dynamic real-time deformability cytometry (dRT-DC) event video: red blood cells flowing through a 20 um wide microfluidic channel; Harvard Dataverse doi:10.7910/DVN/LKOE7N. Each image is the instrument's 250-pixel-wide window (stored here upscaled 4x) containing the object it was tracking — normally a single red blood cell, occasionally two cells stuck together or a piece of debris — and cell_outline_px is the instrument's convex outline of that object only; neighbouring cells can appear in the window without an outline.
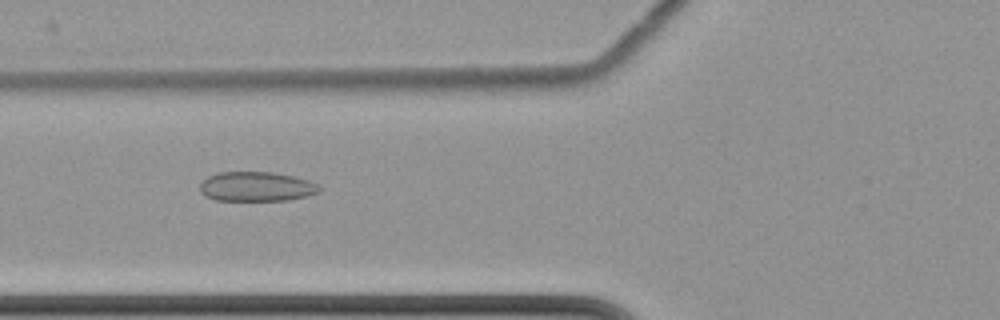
{"species": "common noctule bat (a hibernating species)", "species_latin": "Nyctalus noctula", "temperature_condition": "cold", "stored_images_in_passage": 7, "camera_frame_rate_fps": 3000, "um_per_image_px": 0.085, "animal": {"sex": "female", "body_mass_g": 22.7, "forearm_length_mm": 54.2}, "frame": {"image": 1, "passage_image": 6, "time_ms": 7.0, "image_size_px": [1000, 320], "cell_outline_px": [[320, 192], [308, 196], [288, 200], [216, 200], [204, 196], [200, 192], [200, 184], [208, 176], [216, 172], [272, 172], [292, 176], [308, 180], [316, 184], [320, 188]], "centroid_in_image_um": [21.77, 15.86], "position_along_channel_um": 104.0, "area_um2": 20.58}}
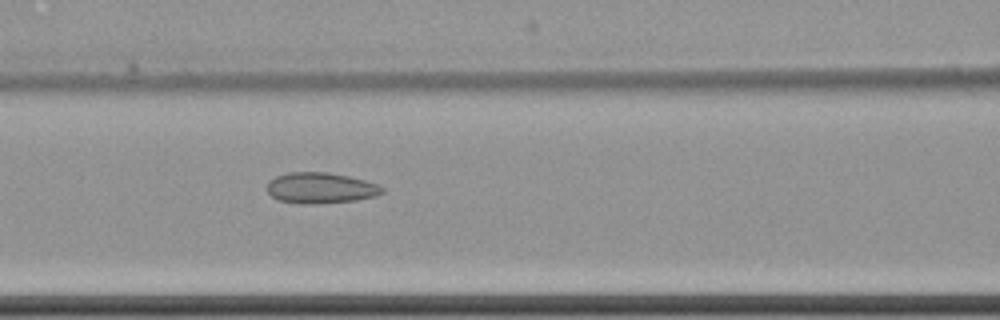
{"frame": {"image": 2, "passage_image": 7, "time_ms": 8.0, "image_size_px": [1000, 320], "cell_outline_px": [[384, 192], [372, 196], [356, 200], [308, 204], [300, 204], [280, 200], [272, 196], [268, 192], [268, 180], [276, 176], [288, 172], [328, 172], [348, 176], [380, 184], [384, 188]], "centroid_in_image_um": [27.25, 15.96], "position_along_channel_um": 139.4, "area_um2": 20.58}}